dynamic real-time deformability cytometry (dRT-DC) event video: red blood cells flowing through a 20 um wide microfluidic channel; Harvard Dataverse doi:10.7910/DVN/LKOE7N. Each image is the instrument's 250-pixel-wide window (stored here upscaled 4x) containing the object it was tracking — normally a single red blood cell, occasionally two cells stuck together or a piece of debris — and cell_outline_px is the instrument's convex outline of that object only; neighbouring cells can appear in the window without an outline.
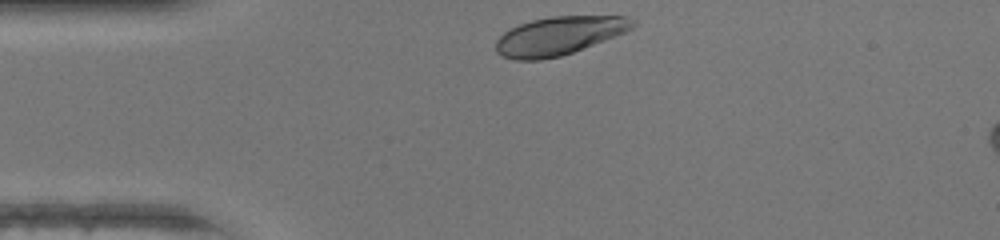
{"species": "human", "species_latin": "Homo sapiens", "temperature_condition": "warm", "stored_images_in_passage": 28, "camera_frame_rate_fps": 3000, "um_per_image_px": 0.085, "donor": {"sex": "female"}, "frame": {"image": 1, "passage_image": 1, "time_ms": 0.0, "image_size_px": [1000, 240], "cell_outline_px": [[636, 24], [632, 28], [624, 32], [572, 52], [560, 56], [540, 60], [516, 60], [500, 56], [496, 52], [496, 40], [508, 28], [532, 20], [552, 16], [628, 16], [636, 20]], "centroid_in_image_um": [47.48, 3.04], "position_along_channel_um": 37.5, "area_um2": 30.46}}
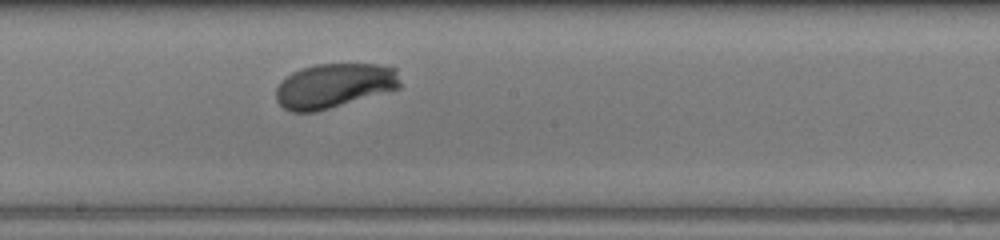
{"frame": {"image": 2, "passage_image": 16, "time_ms": 5.0, "image_size_px": [1000, 240], "cell_outline_px": [[400, 88], [316, 112], [292, 112], [284, 108], [276, 100], [276, 88], [280, 80], [292, 72], [300, 68], [316, 64], [376, 64], [396, 68], [400, 84]], "centroid_in_image_um": [28.37, 7.28], "position_along_channel_um": 219.8, "area_um2": 32.31}}
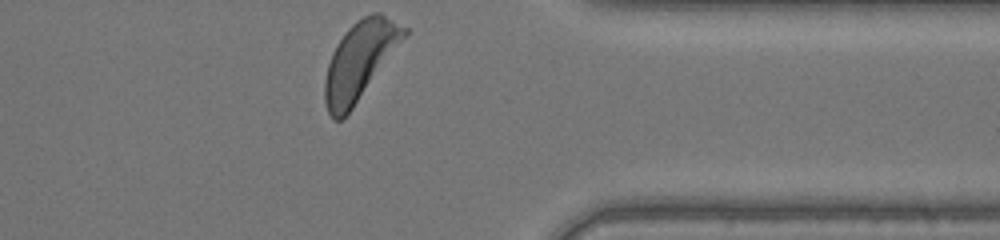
{"frame": {"image": 3, "passage_image": 28, "time_ms": 9.0, "image_size_px": [1000, 240], "cell_outline_px": [[408, 32], [352, 108], [340, 120], [332, 120], [328, 112], [324, 100], [324, 80], [328, 64], [332, 52], [336, 44], [348, 28], [356, 20], [372, 12], [380, 12], [408, 28]], "centroid_in_image_um": [30.54, 5.13], "position_along_channel_um": 380.9, "area_um2": 35.32}, "authors_computed_cell_mechanics": {"area_um2": 32.3391, "velocity_mm_per_s": 4.3246, "shape_relaxation_time_tau1_ms": 1.5779, "shape_relaxation_time_tau2_ms": null, "deformation_change_tau1": 0.1233, "deformation_change_tau2": null}}